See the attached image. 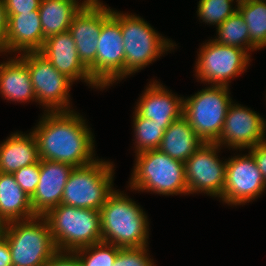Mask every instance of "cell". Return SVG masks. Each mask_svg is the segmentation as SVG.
Returning <instances> with one entry per match:
<instances>
[{"mask_svg":"<svg viewBox=\"0 0 266 266\" xmlns=\"http://www.w3.org/2000/svg\"><path fill=\"white\" fill-rule=\"evenodd\" d=\"M75 110L45 112L32 130L39 158L82 167L95 162L94 136Z\"/></svg>","mask_w":266,"mask_h":266,"instance_id":"6da1fadb","label":"cell"},{"mask_svg":"<svg viewBox=\"0 0 266 266\" xmlns=\"http://www.w3.org/2000/svg\"><path fill=\"white\" fill-rule=\"evenodd\" d=\"M148 221L141 206L114 190L100 209L102 241L121 248L148 246Z\"/></svg>","mask_w":266,"mask_h":266,"instance_id":"7a4b0ae2","label":"cell"},{"mask_svg":"<svg viewBox=\"0 0 266 266\" xmlns=\"http://www.w3.org/2000/svg\"><path fill=\"white\" fill-rule=\"evenodd\" d=\"M135 156L130 189L167 196L188 194L184 162L171 158L159 149L144 151Z\"/></svg>","mask_w":266,"mask_h":266,"instance_id":"3957f363","label":"cell"},{"mask_svg":"<svg viewBox=\"0 0 266 266\" xmlns=\"http://www.w3.org/2000/svg\"><path fill=\"white\" fill-rule=\"evenodd\" d=\"M120 22L125 50L124 78L156 61L176 44L158 34L145 19L131 13L112 10Z\"/></svg>","mask_w":266,"mask_h":266,"instance_id":"277c9868","label":"cell"},{"mask_svg":"<svg viewBox=\"0 0 266 266\" xmlns=\"http://www.w3.org/2000/svg\"><path fill=\"white\" fill-rule=\"evenodd\" d=\"M43 217L59 251H75L102 241L99 210L59 204Z\"/></svg>","mask_w":266,"mask_h":266,"instance_id":"5b68a950","label":"cell"},{"mask_svg":"<svg viewBox=\"0 0 266 266\" xmlns=\"http://www.w3.org/2000/svg\"><path fill=\"white\" fill-rule=\"evenodd\" d=\"M4 236L12 266H44L58 250L43 216L8 222Z\"/></svg>","mask_w":266,"mask_h":266,"instance_id":"8992f818","label":"cell"},{"mask_svg":"<svg viewBox=\"0 0 266 266\" xmlns=\"http://www.w3.org/2000/svg\"><path fill=\"white\" fill-rule=\"evenodd\" d=\"M113 168L112 162L103 159L74 167L64 187L61 204L100 211L107 197L115 190Z\"/></svg>","mask_w":266,"mask_h":266,"instance_id":"52a82bcc","label":"cell"},{"mask_svg":"<svg viewBox=\"0 0 266 266\" xmlns=\"http://www.w3.org/2000/svg\"><path fill=\"white\" fill-rule=\"evenodd\" d=\"M227 86L210 85L183 100V116L204 143H215L232 98Z\"/></svg>","mask_w":266,"mask_h":266,"instance_id":"ba28073f","label":"cell"},{"mask_svg":"<svg viewBox=\"0 0 266 266\" xmlns=\"http://www.w3.org/2000/svg\"><path fill=\"white\" fill-rule=\"evenodd\" d=\"M195 72L197 79L210 85L227 86L249 66L250 54L243 49L209 40L199 48Z\"/></svg>","mask_w":266,"mask_h":266,"instance_id":"9c48e42d","label":"cell"},{"mask_svg":"<svg viewBox=\"0 0 266 266\" xmlns=\"http://www.w3.org/2000/svg\"><path fill=\"white\" fill-rule=\"evenodd\" d=\"M26 66L36 101L46 107L44 112L71 111L69 91L73 81L56 70L38 51L26 52Z\"/></svg>","mask_w":266,"mask_h":266,"instance_id":"30bf717a","label":"cell"},{"mask_svg":"<svg viewBox=\"0 0 266 266\" xmlns=\"http://www.w3.org/2000/svg\"><path fill=\"white\" fill-rule=\"evenodd\" d=\"M219 147L204 143L184 162L188 194L206 193L215 198L223 195L227 161L218 158Z\"/></svg>","mask_w":266,"mask_h":266,"instance_id":"8fae6325","label":"cell"},{"mask_svg":"<svg viewBox=\"0 0 266 266\" xmlns=\"http://www.w3.org/2000/svg\"><path fill=\"white\" fill-rule=\"evenodd\" d=\"M94 61V82L100 89L124 78L125 50L120 22L111 14L103 23Z\"/></svg>","mask_w":266,"mask_h":266,"instance_id":"7c38bea8","label":"cell"},{"mask_svg":"<svg viewBox=\"0 0 266 266\" xmlns=\"http://www.w3.org/2000/svg\"><path fill=\"white\" fill-rule=\"evenodd\" d=\"M265 189V180L250 153L227 160L225 186L220 197L223 203L245 205L261 196Z\"/></svg>","mask_w":266,"mask_h":266,"instance_id":"4fadbf2b","label":"cell"},{"mask_svg":"<svg viewBox=\"0 0 266 266\" xmlns=\"http://www.w3.org/2000/svg\"><path fill=\"white\" fill-rule=\"evenodd\" d=\"M112 14V9L103 2L86 3L73 18L69 27L82 64L89 70L94 81V61L96 59L102 23Z\"/></svg>","mask_w":266,"mask_h":266,"instance_id":"5bb4252c","label":"cell"},{"mask_svg":"<svg viewBox=\"0 0 266 266\" xmlns=\"http://www.w3.org/2000/svg\"><path fill=\"white\" fill-rule=\"evenodd\" d=\"M266 121L250 108L231 103L223 130L215 142L219 146L234 149H251L266 140Z\"/></svg>","mask_w":266,"mask_h":266,"instance_id":"9a60e30c","label":"cell"},{"mask_svg":"<svg viewBox=\"0 0 266 266\" xmlns=\"http://www.w3.org/2000/svg\"><path fill=\"white\" fill-rule=\"evenodd\" d=\"M38 52L49 60L56 70L73 82L78 79L84 80L92 88H100L92 80L89 70L80 61L76 44L69 31L47 38Z\"/></svg>","mask_w":266,"mask_h":266,"instance_id":"2e32d148","label":"cell"},{"mask_svg":"<svg viewBox=\"0 0 266 266\" xmlns=\"http://www.w3.org/2000/svg\"><path fill=\"white\" fill-rule=\"evenodd\" d=\"M73 166L67 163L40 159L39 182L31 197L36 216H44L61 204L63 190Z\"/></svg>","mask_w":266,"mask_h":266,"instance_id":"e0dca14e","label":"cell"},{"mask_svg":"<svg viewBox=\"0 0 266 266\" xmlns=\"http://www.w3.org/2000/svg\"><path fill=\"white\" fill-rule=\"evenodd\" d=\"M142 94L134 111L143 118L163 123L164 130L183 115L184 97H177L158 81L149 83Z\"/></svg>","mask_w":266,"mask_h":266,"instance_id":"ac0fdd59","label":"cell"},{"mask_svg":"<svg viewBox=\"0 0 266 266\" xmlns=\"http://www.w3.org/2000/svg\"><path fill=\"white\" fill-rule=\"evenodd\" d=\"M7 15L5 52H36L43 46L39 10Z\"/></svg>","mask_w":266,"mask_h":266,"instance_id":"d6986e66","label":"cell"},{"mask_svg":"<svg viewBox=\"0 0 266 266\" xmlns=\"http://www.w3.org/2000/svg\"><path fill=\"white\" fill-rule=\"evenodd\" d=\"M0 64V94L8 101H36V94L26 66V52Z\"/></svg>","mask_w":266,"mask_h":266,"instance_id":"ffe728a7","label":"cell"},{"mask_svg":"<svg viewBox=\"0 0 266 266\" xmlns=\"http://www.w3.org/2000/svg\"><path fill=\"white\" fill-rule=\"evenodd\" d=\"M10 134L0 144V172L13 174L22 167L37 163L40 158L35 136L32 132Z\"/></svg>","mask_w":266,"mask_h":266,"instance_id":"44dd1931","label":"cell"},{"mask_svg":"<svg viewBox=\"0 0 266 266\" xmlns=\"http://www.w3.org/2000/svg\"><path fill=\"white\" fill-rule=\"evenodd\" d=\"M100 0H41L39 17L41 21L43 43L51 36L69 31L75 15L86 3H95Z\"/></svg>","mask_w":266,"mask_h":266,"instance_id":"7402d4cb","label":"cell"},{"mask_svg":"<svg viewBox=\"0 0 266 266\" xmlns=\"http://www.w3.org/2000/svg\"><path fill=\"white\" fill-rule=\"evenodd\" d=\"M204 142L182 115L164 130L159 150L173 159L185 162Z\"/></svg>","mask_w":266,"mask_h":266,"instance_id":"603a6c76","label":"cell"},{"mask_svg":"<svg viewBox=\"0 0 266 266\" xmlns=\"http://www.w3.org/2000/svg\"><path fill=\"white\" fill-rule=\"evenodd\" d=\"M0 217L6 223L36 217L31 198L10 173L0 172Z\"/></svg>","mask_w":266,"mask_h":266,"instance_id":"cb8c5ba5","label":"cell"},{"mask_svg":"<svg viewBox=\"0 0 266 266\" xmlns=\"http://www.w3.org/2000/svg\"><path fill=\"white\" fill-rule=\"evenodd\" d=\"M237 9L248 26L250 51L266 48V0H240Z\"/></svg>","mask_w":266,"mask_h":266,"instance_id":"d4e9b609","label":"cell"},{"mask_svg":"<svg viewBox=\"0 0 266 266\" xmlns=\"http://www.w3.org/2000/svg\"><path fill=\"white\" fill-rule=\"evenodd\" d=\"M216 29L218 34L217 38L215 37L212 40L223 45L246 50L249 53L250 35L248 26L238 10Z\"/></svg>","mask_w":266,"mask_h":266,"instance_id":"484cf974","label":"cell"},{"mask_svg":"<svg viewBox=\"0 0 266 266\" xmlns=\"http://www.w3.org/2000/svg\"><path fill=\"white\" fill-rule=\"evenodd\" d=\"M133 116L135 153L158 149L164 135L163 123L143 118L136 111Z\"/></svg>","mask_w":266,"mask_h":266,"instance_id":"4316f807","label":"cell"},{"mask_svg":"<svg viewBox=\"0 0 266 266\" xmlns=\"http://www.w3.org/2000/svg\"><path fill=\"white\" fill-rule=\"evenodd\" d=\"M121 247L106 242H98L82 247L74 252L82 266H113Z\"/></svg>","mask_w":266,"mask_h":266,"instance_id":"83f0119b","label":"cell"},{"mask_svg":"<svg viewBox=\"0 0 266 266\" xmlns=\"http://www.w3.org/2000/svg\"><path fill=\"white\" fill-rule=\"evenodd\" d=\"M234 0H200L198 2L197 15L203 22L210 25H216V28L221 25L228 17L235 13L238 9L233 7ZM235 8V9H234Z\"/></svg>","mask_w":266,"mask_h":266,"instance_id":"f1b7e54d","label":"cell"},{"mask_svg":"<svg viewBox=\"0 0 266 266\" xmlns=\"http://www.w3.org/2000/svg\"><path fill=\"white\" fill-rule=\"evenodd\" d=\"M147 247L120 248L113 266H156Z\"/></svg>","mask_w":266,"mask_h":266,"instance_id":"f546056e","label":"cell"},{"mask_svg":"<svg viewBox=\"0 0 266 266\" xmlns=\"http://www.w3.org/2000/svg\"><path fill=\"white\" fill-rule=\"evenodd\" d=\"M40 160L29 166H25L13 173L17 184L31 198L35 193L39 182Z\"/></svg>","mask_w":266,"mask_h":266,"instance_id":"4dcf8cb0","label":"cell"},{"mask_svg":"<svg viewBox=\"0 0 266 266\" xmlns=\"http://www.w3.org/2000/svg\"><path fill=\"white\" fill-rule=\"evenodd\" d=\"M6 14H21L39 9L41 0H3Z\"/></svg>","mask_w":266,"mask_h":266,"instance_id":"1f68e13d","label":"cell"},{"mask_svg":"<svg viewBox=\"0 0 266 266\" xmlns=\"http://www.w3.org/2000/svg\"><path fill=\"white\" fill-rule=\"evenodd\" d=\"M44 266H82L74 251L57 250Z\"/></svg>","mask_w":266,"mask_h":266,"instance_id":"d6a6232c","label":"cell"},{"mask_svg":"<svg viewBox=\"0 0 266 266\" xmlns=\"http://www.w3.org/2000/svg\"><path fill=\"white\" fill-rule=\"evenodd\" d=\"M266 183V140L249 149Z\"/></svg>","mask_w":266,"mask_h":266,"instance_id":"836d02e7","label":"cell"},{"mask_svg":"<svg viewBox=\"0 0 266 266\" xmlns=\"http://www.w3.org/2000/svg\"><path fill=\"white\" fill-rule=\"evenodd\" d=\"M7 15L5 10V5L3 0H0V46L4 48L5 51V39L7 35Z\"/></svg>","mask_w":266,"mask_h":266,"instance_id":"e575fe53","label":"cell"},{"mask_svg":"<svg viewBox=\"0 0 266 266\" xmlns=\"http://www.w3.org/2000/svg\"><path fill=\"white\" fill-rule=\"evenodd\" d=\"M11 258L12 256L9 249V244L5 239V236H2L0 238V265L12 266Z\"/></svg>","mask_w":266,"mask_h":266,"instance_id":"d590c367","label":"cell"},{"mask_svg":"<svg viewBox=\"0 0 266 266\" xmlns=\"http://www.w3.org/2000/svg\"><path fill=\"white\" fill-rule=\"evenodd\" d=\"M7 223L0 217V238L4 236Z\"/></svg>","mask_w":266,"mask_h":266,"instance_id":"8d00e7d4","label":"cell"},{"mask_svg":"<svg viewBox=\"0 0 266 266\" xmlns=\"http://www.w3.org/2000/svg\"><path fill=\"white\" fill-rule=\"evenodd\" d=\"M1 52L3 53V52H5V51H4V48L0 46V53H1Z\"/></svg>","mask_w":266,"mask_h":266,"instance_id":"74e56055","label":"cell"}]
</instances>
